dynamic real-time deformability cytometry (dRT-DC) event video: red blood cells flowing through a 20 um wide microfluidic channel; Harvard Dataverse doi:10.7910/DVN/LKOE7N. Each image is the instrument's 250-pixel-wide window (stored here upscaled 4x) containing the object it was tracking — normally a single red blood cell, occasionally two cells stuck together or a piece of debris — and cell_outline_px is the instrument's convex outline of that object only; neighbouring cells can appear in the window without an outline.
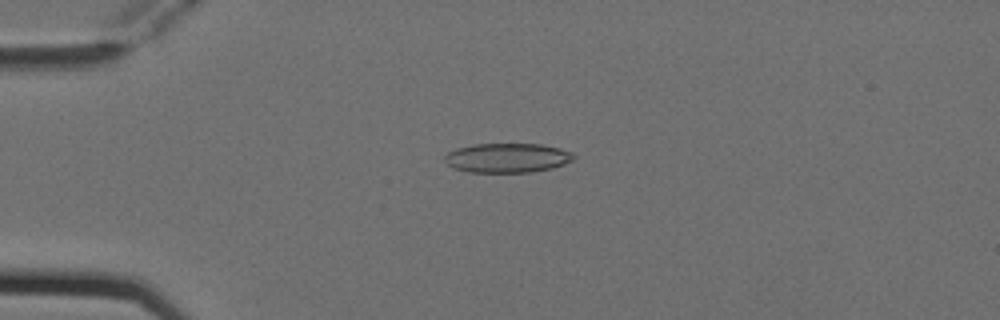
{"species": "Egyptian fruit bat (a non-hibernating species)", "species_latin": "Rousettus aegyptiacus", "temperature_condition": "cold", "stored_images_in_passage": 4, "camera_frame_rate_fps": 3000, "um_per_image_px": 0.085, "animal": {"sex": "female"}, "frame": {"image": 1, "passage_image": 4, "time_ms": 1.0, "image_size_px": [1000, 320], "cell_outline_px": [[576, 156], [572, 160], [564, 164], [552, 168], [532, 172], [468, 172], [456, 168], [448, 164], [444, 160], [444, 156], [448, 152], [456, 148], [472, 144], [540, 144], [560, 148], [572, 152]], "centroid_in_image_um": [43.13, 13.41], "position_along_channel_um": 41.9, "area_um2": 22.14}}